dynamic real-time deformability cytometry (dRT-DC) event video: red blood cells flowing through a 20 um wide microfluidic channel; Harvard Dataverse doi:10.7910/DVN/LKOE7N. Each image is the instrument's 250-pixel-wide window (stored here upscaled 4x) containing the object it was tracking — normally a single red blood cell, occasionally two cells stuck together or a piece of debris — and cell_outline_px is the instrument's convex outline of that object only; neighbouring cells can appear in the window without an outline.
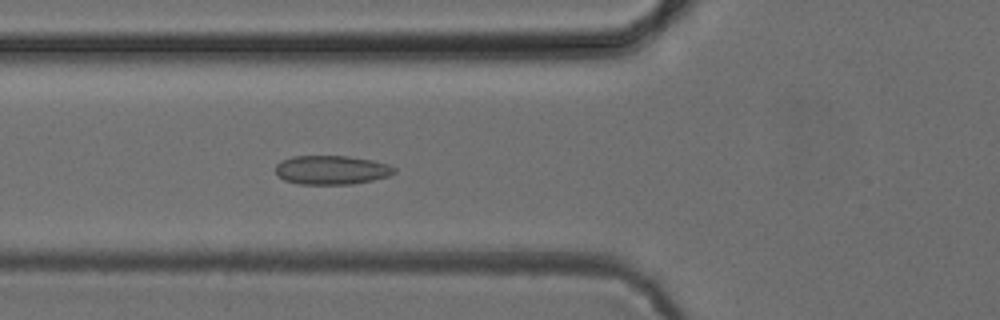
{"species": "common noctule bat (a hibernating species)", "species_latin": "Nyctalus noctula", "temperature_condition": "cold", "stored_images_in_passage": 52, "camera_frame_rate_fps": 3000, "um_per_image_px": 0.085, "animal": {"sex": "female", "body_mass_g": 24.6, "forearm_length_mm": 56.2}, "frame": {"image": 1, "passage_image": 19, "time_ms": 6.0, "image_size_px": [1000, 320], "cell_outline_px": [[396, 172], [388, 176], [372, 180], [352, 184], [300, 184], [284, 180], [276, 176], [276, 164], [280, 160], [292, 156], [348, 156], [372, 160], [388, 164], [396, 168]], "centroid_in_image_um": [28.16, 14.44], "position_along_channel_um": 97.6, "area_um2": 20.17}}
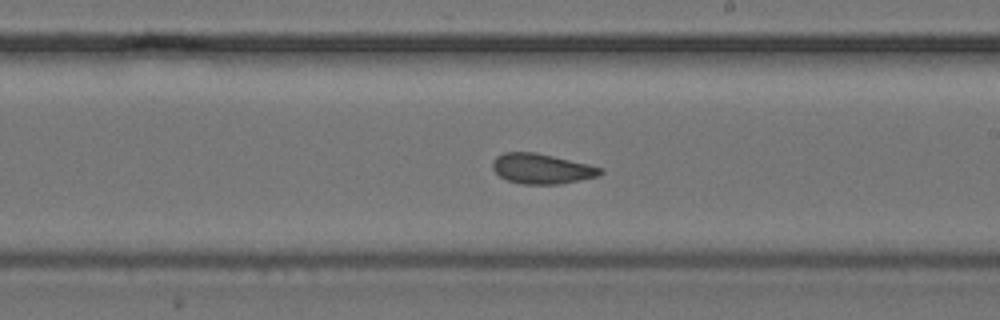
{"frame": {"image": 2, "passage_image": 30, "time_ms": 9.667, "image_size_px": [1000, 320], "cell_outline_px": [[604, 172], [600, 176], [556, 184], [520, 184], [508, 180], [500, 176], [492, 168], [492, 160], [496, 156], [504, 152], [536, 152], [588, 164], [604, 168]], "centroid_in_image_um": [46.04, 14.33], "position_along_channel_um": 243.0, "area_um2": 18.96}}
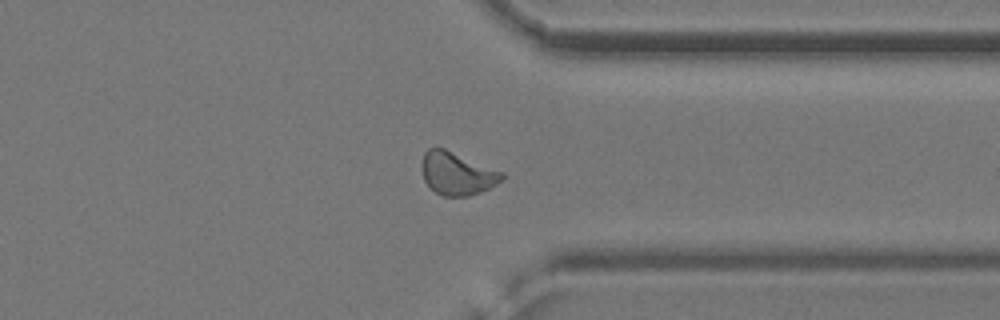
{"frame": {"image": 3, "passage_image": 40, "time_ms": 13.0, "image_size_px": [1000, 320], "cell_outline_px": [[504, 180], [480, 192], [468, 196], [444, 196], [436, 192], [424, 180], [420, 164], [424, 152], [428, 148], [444, 148], [504, 172]], "centroid_in_image_um": [38.85, 14.74], "position_along_channel_um": 372.6, "area_um2": 20.0}}